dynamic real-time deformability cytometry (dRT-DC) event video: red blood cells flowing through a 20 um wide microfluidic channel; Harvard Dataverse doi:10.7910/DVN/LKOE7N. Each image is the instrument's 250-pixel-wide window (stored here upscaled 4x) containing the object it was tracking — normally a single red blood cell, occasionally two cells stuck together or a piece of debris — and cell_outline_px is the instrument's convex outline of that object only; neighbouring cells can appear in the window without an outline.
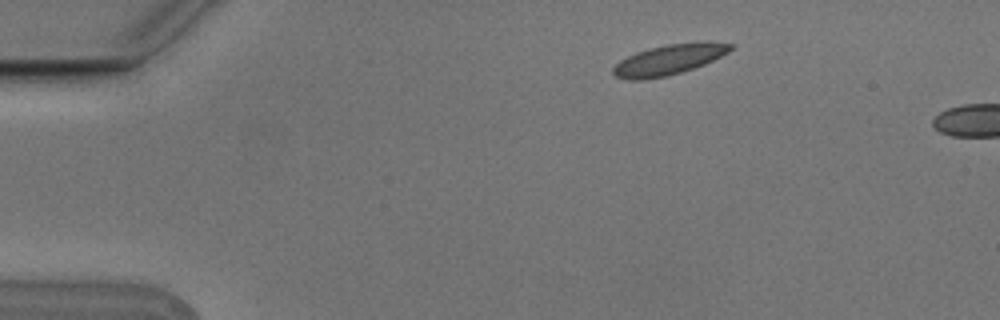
{"species": "Egyptian fruit bat (a non-hibernating species)", "species_latin": "Rousettus aegyptiacus", "temperature_condition": "cold", "stored_images_in_passage": 3, "camera_frame_rate_fps": 3000, "um_per_image_px": 0.085, "animal": {"sex": "male"}, "frame": {"image": 1, "passage_image": 1, "time_ms": 0.0, "image_size_px": [1000, 320], "cell_outline_px": [[736, 44], [728, 52], [704, 64], [668, 76], [640, 80], [628, 80], [616, 76], [612, 72], [612, 68], [620, 60], [636, 52], [648, 48], [668, 44], [704, 40], [708, 40]], "centroid_in_image_um": [56.88, 5.04], "position_along_channel_um": 28.1, "area_um2": 20.92}}